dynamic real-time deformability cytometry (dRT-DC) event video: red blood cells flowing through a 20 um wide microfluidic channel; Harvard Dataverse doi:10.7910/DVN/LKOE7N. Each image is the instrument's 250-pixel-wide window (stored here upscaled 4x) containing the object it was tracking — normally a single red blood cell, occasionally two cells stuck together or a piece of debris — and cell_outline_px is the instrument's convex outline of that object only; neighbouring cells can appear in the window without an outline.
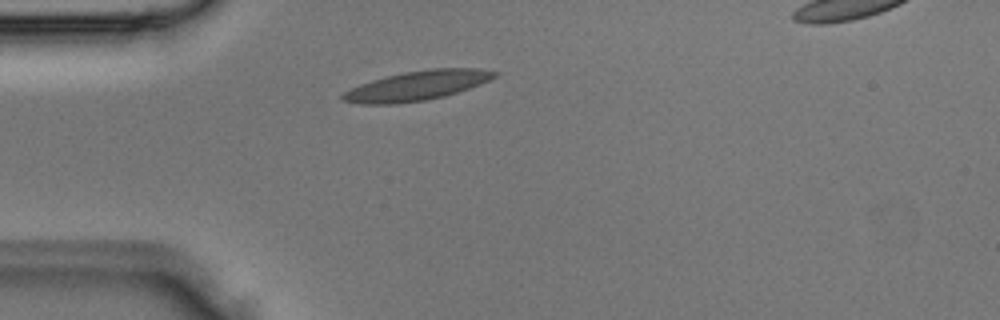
{"species": "Egyptian fruit bat (a non-hibernating species)", "species_latin": "Rousettus aegyptiacus", "temperature_condition": "room temperature", "stored_images_in_passage": 1, "camera_frame_rate_fps": 3000, "um_per_image_px": 0.085, "animal": {"sex": "male"}, "frame": {"image": 1, "passage_image": 1, "time_ms": 0.0, "image_size_px": [1000, 320], "cell_outline_px": [[500, 72], [496, 76], [480, 84], [444, 96], [424, 100], [396, 104], [360, 104], [344, 100], [340, 96], [344, 92], [360, 84], [372, 80], [404, 72], [428, 68], [480, 68]], "centroid_in_image_um": [35.46, 7.27], "position_along_channel_um": 49.5, "area_um2": 25.89}}